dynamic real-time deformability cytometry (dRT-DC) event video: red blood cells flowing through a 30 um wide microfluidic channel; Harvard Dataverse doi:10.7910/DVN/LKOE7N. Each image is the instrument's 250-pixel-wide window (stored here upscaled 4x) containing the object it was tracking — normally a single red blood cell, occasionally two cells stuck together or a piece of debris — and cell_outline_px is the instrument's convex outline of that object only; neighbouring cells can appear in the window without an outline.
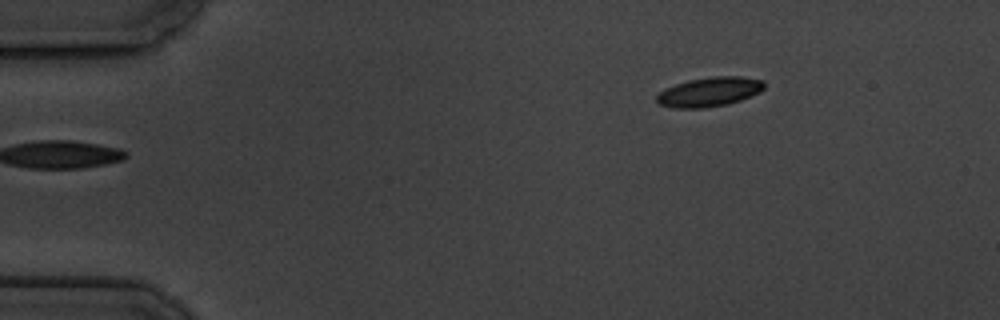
{"species": "common noctule bat (a hibernating species)", "species_latin": "Nyctalus noctula", "temperature_condition": "cold", "stored_images_in_passage": 3, "camera_frame_rate_fps": 3000, "um_per_image_px": 0.085, "animal": {"sex": "male", "body_mass_g": 19.5, "forearm_length_mm": 54.6}, "frame": {"image": 1, "passage_image": 3, "time_ms": 2.333, "image_size_px": [1000, 320], "cell_outline_px": [[764, 88], [760, 92], [740, 100], [728, 104], [704, 108], [672, 108], [660, 104], [656, 100], [656, 96], [664, 88], [688, 80], [712, 76], [740, 76], [764, 80]], "centroid_in_image_um": [60.29, 7.8], "position_along_channel_um": 24.7, "area_um2": 18.5}}